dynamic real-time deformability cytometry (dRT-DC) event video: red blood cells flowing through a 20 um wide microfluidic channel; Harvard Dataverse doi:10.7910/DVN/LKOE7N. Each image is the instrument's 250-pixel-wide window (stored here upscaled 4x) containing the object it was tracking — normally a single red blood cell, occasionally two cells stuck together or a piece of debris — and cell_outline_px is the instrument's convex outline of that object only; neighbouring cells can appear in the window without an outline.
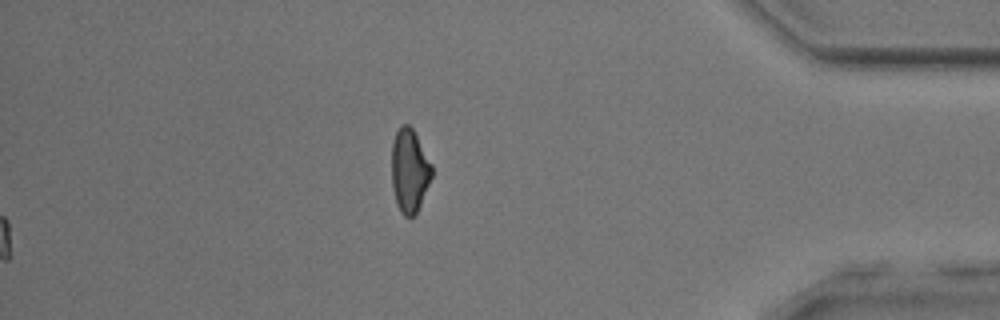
{"species": "common noctule bat (a hibernating species)", "species_latin": "Nyctalus noctula", "temperature_condition": "room temperature", "stored_images_in_passage": 48, "camera_frame_rate_fps": 3000, "um_per_image_px": 0.085, "animal": {"sex": "male", "body_mass_g": 17.9, "forearm_length_mm": 54.2}, "frame": {"image": 1, "passage_image": 48, "time_ms": 15.667, "image_size_px": [1000, 320], "cell_outline_px": [[432, 176], [420, 204], [416, 212], [412, 216], [404, 216], [400, 212], [396, 204], [392, 184], [392, 144], [396, 132], [400, 124], [408, 124], [412, 128], [432, 164]], "centroid_in_image_um": [34.79, 14.49], "position_along_channel_um": 400.4, "area_um2": 19.36}, "authors_computed_cell_mechanics": {"area_um2": 17.5712, "velocity_mm_per_s": 3.941, "shape_relaxation_time_tau1_ms": 4.9654, "shape_relaxation_time_tau2_ms": 5.1532, "deformation_change_tau1": 0.138, "deformation_change_tau2": 0.146}}